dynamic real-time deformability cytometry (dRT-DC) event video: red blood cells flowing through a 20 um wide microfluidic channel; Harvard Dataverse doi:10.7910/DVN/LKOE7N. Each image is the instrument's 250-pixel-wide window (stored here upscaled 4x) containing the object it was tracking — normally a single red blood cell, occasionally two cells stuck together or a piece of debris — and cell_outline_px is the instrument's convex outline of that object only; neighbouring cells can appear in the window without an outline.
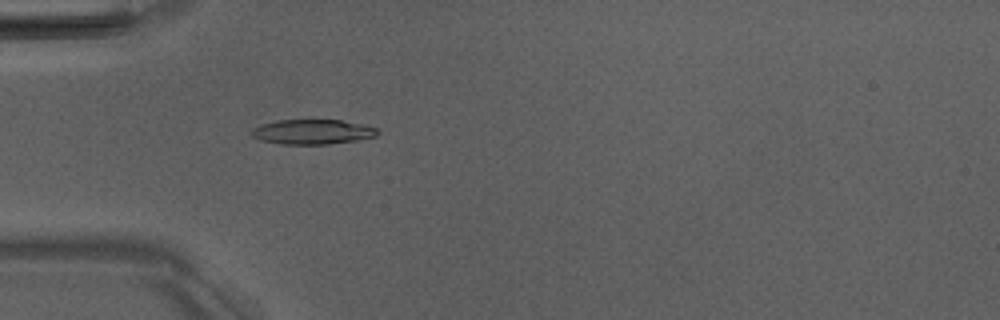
{"species": "Egyptian fruit bat (a non-hibernating species)", "species_latin": "Rousettus aegyptiacus", "temperature_condition": "room temperature", "stored_images_in_passage": 29, "camera_frame_rate_fps": 3000, "um_per_image_px": 0.085, "animal": {"sex": "male"}, "frame": {"image": 1, "passage_image": 5, "time_ms": 1.333, "image_size_px": [1000, 320], "cell_outline_px": [[380, 132], [376, 136], [356, 140], [328, 144], [284, 144], [260, 140], [252, 136], [252, 128], [260, 124], [280, 120], [340, 120], [360, 124], [376, 128]], "centroid_in_image_um": [26.54, 11.2], "position_along_channel_um": 58.5, "area_um2": 18.03}}
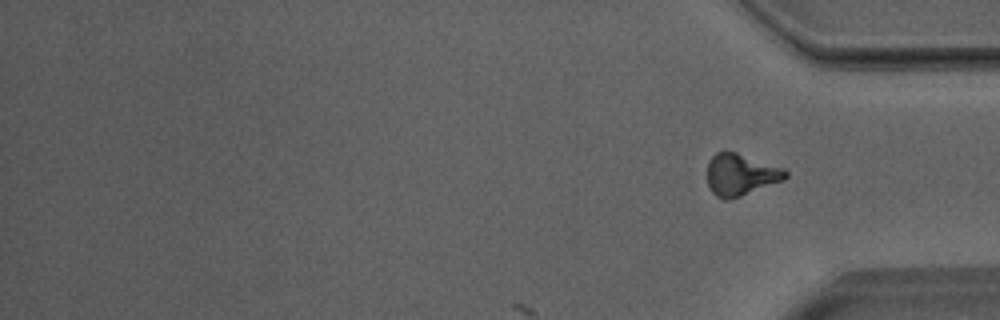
{"frame": {"image": 2, "passage_image": 29, "time_ms": 9.333, "image_size_px": [1000, 320], "cell_outline_px": [[788, 176], [784, 180], [740, 196], [724, 200], [716, 196], [712, 192], [708, 184], [708, 160], [716, 152], [736, 152], [784, 168], [788, 172]], "centroid_in_image_um": [62.96, 14.84], "position_along_channel_um": 372.2, "area_um2": 18.9}, "authors_computed_cell_mechanics": {"area_um2": 18.5538, "velocity_mm_per_s": 4.0147, "shape_relaxation_time_tau1_ms": 5.8662, "shape_relaxation_time_tau2_ms": 2.9584, "deformation_change_tau1": 0.1965, "deformation_change_tau2": 0.0934}}